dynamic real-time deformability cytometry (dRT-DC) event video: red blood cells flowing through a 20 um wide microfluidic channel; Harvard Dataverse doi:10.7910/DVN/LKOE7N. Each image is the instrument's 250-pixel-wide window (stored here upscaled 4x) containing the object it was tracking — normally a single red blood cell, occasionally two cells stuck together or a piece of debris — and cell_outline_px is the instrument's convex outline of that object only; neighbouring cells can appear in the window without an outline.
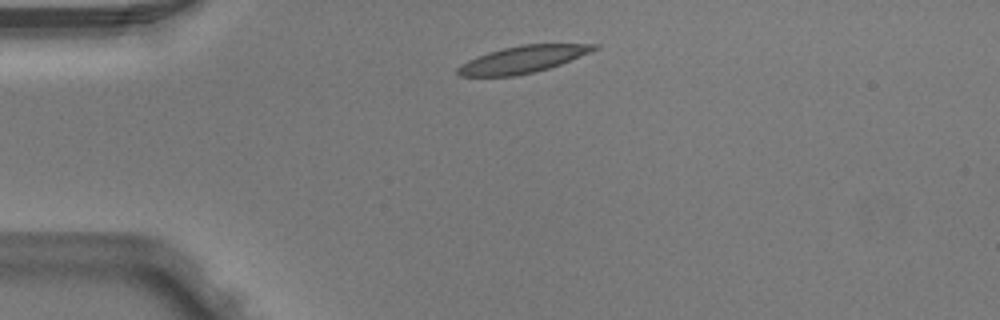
{"species": "Egyptian fruit bat (a non-hibernating species)", "species_latin": "Rousettus aegyptiacus", "temperature_condition": "warm", "stored_images_in_passage": 4, "camera_frame_rate_fps": 3000, "um_per_image_px": 0.085, "animal": {"sex": "male"}, "frame": {"image": 1, "passage_image": 1, "time_ms": 0.0, "image_size_px": [1000, 320], "cell_outline_px": [[600, 48], [560, 64], [536, 72], [516, 76], [456, 76], [456, 68], [460, 64], [476, 56], [488, 52], [504, 48], [524, 44], [600, 44]], "centroid_in_image_um": [44.4, 5.05], "position_along_channel_um": 40.6, "area_um2": 21.5}}
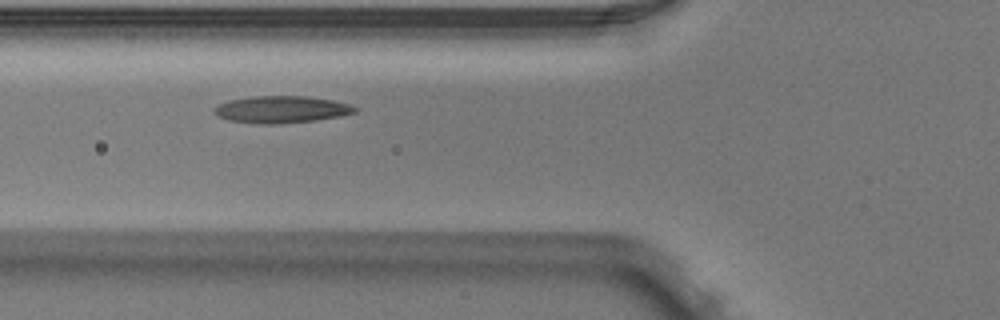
{"frame": {"image": 2, "passage_image": 3, "time_ms": 0.667, "image_size_px": [1000, 320], "cell_outline_px": [[356, 112], [340, 116], [316, 120], [276, 124], [260, 124], [228, 120], [216, 116], [212, 112], [212, 108], [228, 100], [252, 96], [308, 96], [332, 100], [348, 104], [356, 108]], "centroid_in_image_um": [23.85, 9.3], "position_along_channel_um": 101.9, "area_um2": 22.2}}
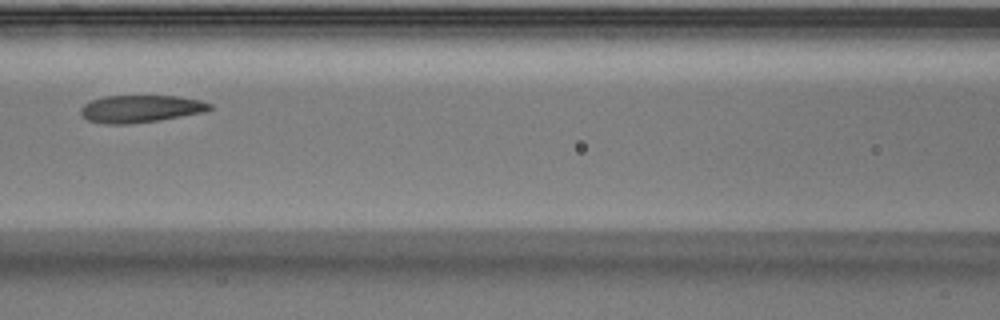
{"frame": {"image": 3, "passage_image": 4, "time_ms": 1.0, "image_size_px": [1000, 320], "cell_outline_px": [[212, 108], [204, 112], [160, 120], [128, 124], [104, 124], [88, 120], [80, 112], [80, 108], [84, 104], [92, 100], [104, 96], [176, 96], [200, 100], [212, 104]], "centroid_in_image_um": [11.95, 9.25], "position_along_channel_um": 154.7, "area_um2": 20.52}}